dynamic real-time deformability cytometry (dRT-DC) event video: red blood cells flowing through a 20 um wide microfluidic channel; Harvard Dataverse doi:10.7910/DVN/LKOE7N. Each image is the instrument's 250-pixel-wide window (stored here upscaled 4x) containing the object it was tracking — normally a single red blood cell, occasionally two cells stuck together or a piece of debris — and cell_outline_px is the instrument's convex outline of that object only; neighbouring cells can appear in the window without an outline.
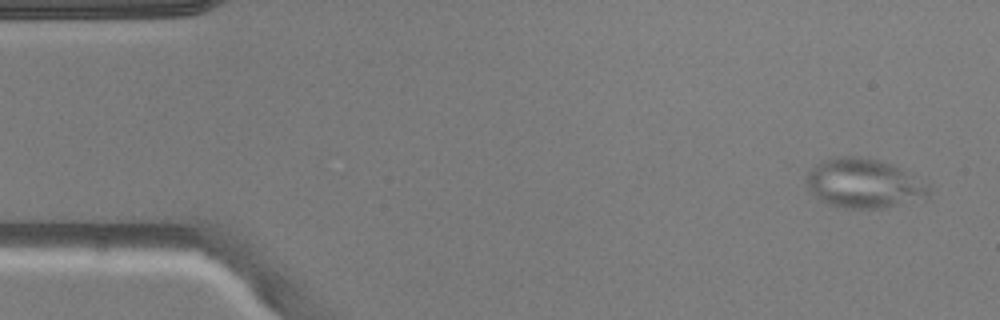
{"species": "common noctule bat (a hibernating species)", "species_latin": "Nyctalus noctula", "temperature_condition": "warm", "stored_images_in_passage": 4, "camera_frame_rate_fps": 3000, "um_per_image_px": 0.085, "animal": {"sex": "male", "body_mass_g": 20.5, "forearm_length_mm": 52.5}, "frame": {"image": 1, "passage_image": 1, "time_ms": 0.0, "image_size_px": [1000, 320], "cell_outline_px": [[932, 188], [928, 196], [884, 208], [844, 208], [828, 204], [820, 200], [808, 188], [804, 180], [808, 172], [820, 160], [828, 156], [860, 156], [892, 164], [900, 168], [928, 184]], "centroid_in_image_um": [73.37, 15.57], "position_along_channel_um": 11.6, "area_um2": 35.26}}